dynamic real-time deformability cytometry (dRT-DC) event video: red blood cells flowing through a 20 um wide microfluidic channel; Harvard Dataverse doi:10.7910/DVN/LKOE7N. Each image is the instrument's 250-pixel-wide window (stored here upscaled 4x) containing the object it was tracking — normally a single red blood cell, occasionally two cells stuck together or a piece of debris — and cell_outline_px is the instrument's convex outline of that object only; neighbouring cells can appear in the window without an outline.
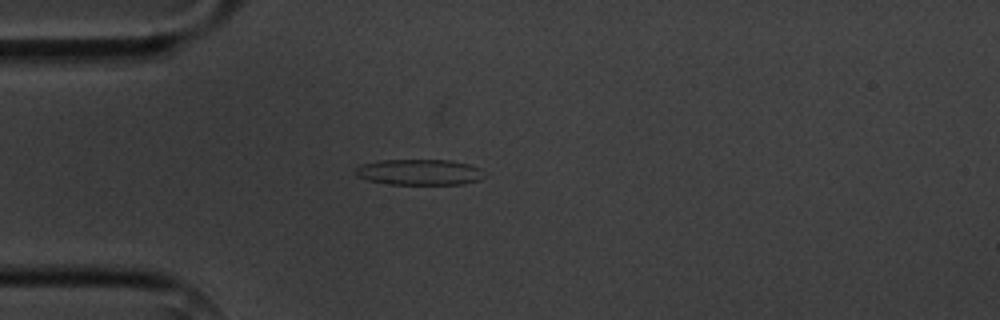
{"species": "common noctule bat (a hibernating species)", "species_latin": "Nyctalus noctula", "temperature_condition": "cold", "stored_images_in_passage": 4, "camera_frame_rate_fps": 3000, "um_per_image_px": 0.085, "animal": {"sex": "male", "body_mass_g": 20.1, "forearm_length_mm": 53.5}, "frame": {"image": 1, "passage_image": 4, "time_ms": 3.333, "image_size_px": [1000, 320], "cell_outline_px": [[484, 176], [480, 180], [464, 184], [392, 184], [368, 180], [356, 176], [356, 168], [360, 164], [380, 160], [452, 160], [468, 164], [480, 168]], "centroid_in_image_um": [35.65, 14.63], "position_along_channel_um": 49.3, "area_um2": 19.36}}